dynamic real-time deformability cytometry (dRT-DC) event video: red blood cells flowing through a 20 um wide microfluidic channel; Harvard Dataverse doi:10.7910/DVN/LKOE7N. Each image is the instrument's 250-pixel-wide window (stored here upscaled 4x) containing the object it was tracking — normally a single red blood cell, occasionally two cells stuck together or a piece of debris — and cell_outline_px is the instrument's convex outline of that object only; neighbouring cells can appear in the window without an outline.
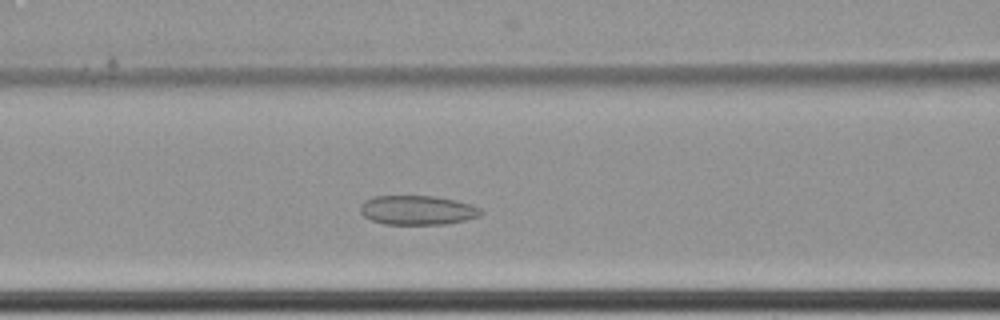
{"species": "common noctule bat (a hibernating species)", "species_latin": "Nyctalus noctula", "temperature_condition": "cold", "stored_images_in_passage": 54, "camera_frame_rate_fps": 3000, "um_per_image_px": 0.085, "animal": {"sex": "female", "body_mass_g": 22.7, "forearm_length_mm": 54.2}, "frame": {"image": 1, "passage_image": 20, "time_ms": 6.333, "image_size_px": [1000, 320], "cell_outline_px": [[484, 212], [480, 216], [464, 220], [444, 224], [384, 224], [372, 220], [364, 216], [360, 212], [360, 208], [364, 200], [372, 196], [436, 196], [468, 204], [480, 208]], "centroid_in_image_um": [35.45, 17.86], "position_along_channel_um": 131.1, "area_um2": 20.46}}
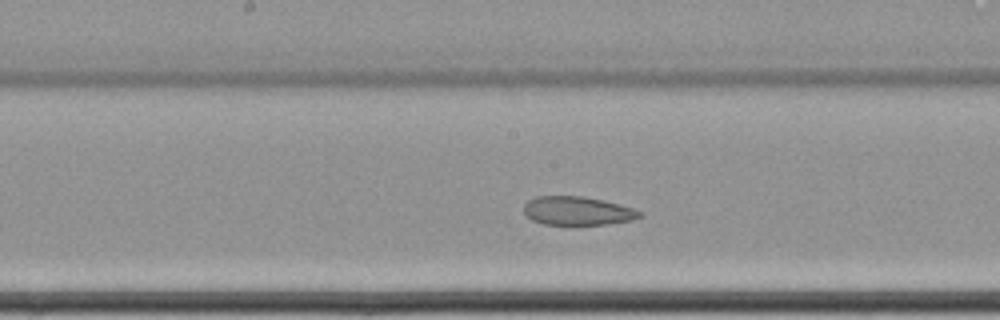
{"frame": {"image": 2, "passage_image": 26, "time_ms": 8.333, "image_size_px": [1000, 320], "cell_outline_px": [[644, 212], [640, 216], [632, 220], [604, 224], [572, 228], [568, 228], [544, 224], [532, 220], [524, 212], [524, 204], [528, 200], [536, 196], [580, 196], [604, 200], [632, 208]], "centroid_in_image_um": [49.05, 17.97], "position_along_channel_um": 199.2, "area_um2": 20.06}}
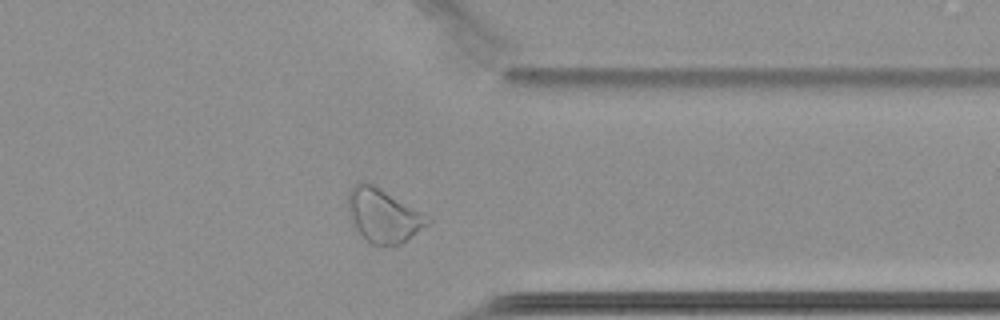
{"frame": {"image": 3, "passage_image": 42, "time_ms": 13.667, "image_size_px": [1000, 320], "cell_outline_px": [[432, 220], [428, 224], [400, 244], [372, 244], [352, 224], [348, 208], [348, 192], [352, 184], [360, 180], [372, 184], [432, 216]], "centroid_in_image_um": [32.59, 18.27], "position_along_channel_um": 378.8, "area_um2": 24.74}, "authors_computed_cell_mechanics": {"area_um2": 23.8136, "velocity_mm_per_s": 3.4089, "shape_relaxation_time_tau1_ms": null, "shape_relaxation_time_tau2_ms": 4.6649, "deformation_change_tau1": null, "deformation_change_tau2": 0.0888}}